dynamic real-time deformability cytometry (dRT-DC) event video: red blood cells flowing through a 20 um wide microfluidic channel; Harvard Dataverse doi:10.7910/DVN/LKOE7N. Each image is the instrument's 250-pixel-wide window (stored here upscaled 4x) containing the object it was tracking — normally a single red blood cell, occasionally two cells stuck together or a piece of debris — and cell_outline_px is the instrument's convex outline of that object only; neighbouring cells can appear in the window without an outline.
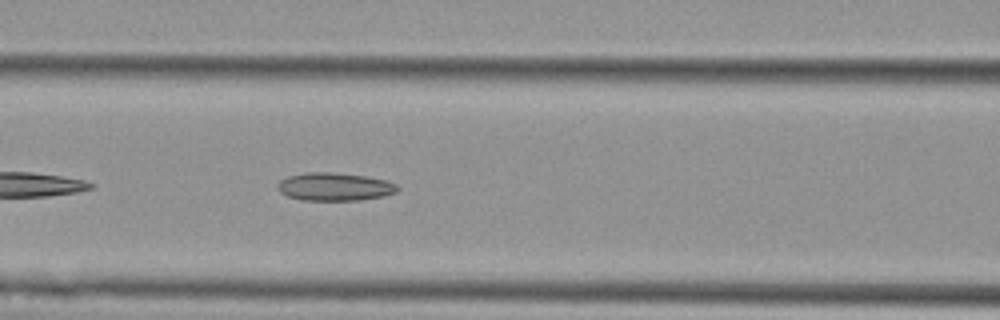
{"species": "Egyptian fruit bat (a non-hibernating species)", "species_latin": "Rousettus aegyptiacus", "temperature_condition": "cold", "stored_images_in_passage": 36, "camera_frame_rate_fps": 3000, "um_per_image_px": 0.085, "animal": {"sex": "female"}, "frame": {"image": 1, "passage_image": 8, "time_ms": 2.333, "image_size_px": [1000, 320], "cell_outline_px": [[400, 188], [396, 192], [384, 196], [360, 200], [300, 200], [288, 196], [280, 192], [276, 188], [276, 184], [280, 180], [288, 176], [304, 172], [332, 172], [368, 176], [388, 180], [396, 184]], "centroid_in_image_um": [28.44, 15.86], "position_along_channel_um": 138.2, "area_um2": 19.88}}
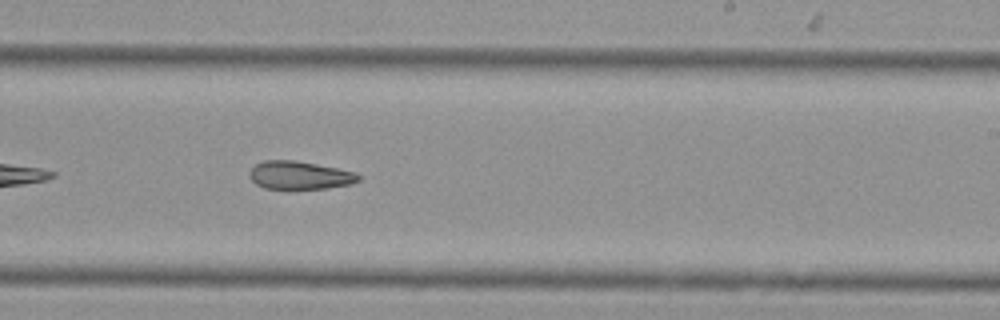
{"frame": {"image": 2, "passage_image": 18, "time_ms": 5.667, "image_size_px": [1000, 320], "cell_outline_px": [[360, 180], [352, 184], [328, 188], [264, 188], [256, 184], [248, 176], [248, 172], [256, 164], [264, 160], [292, 160], [316, 164], [356, 172], [360, 176]], "centroid_in_image_um": [25.47, 14.89], "position_along_channel_um": 263.5, "area_um2": 17.74}}
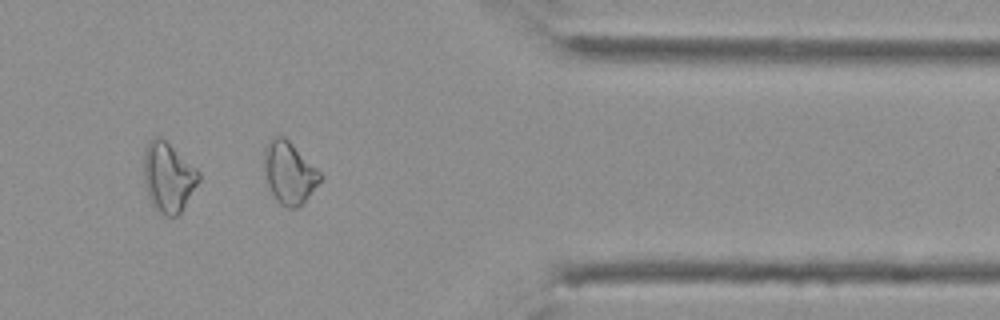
{"frame": {"image": 3, "passage_image": 29, "time_ms": 9.333, "image_size_px": [1000, 320], "cell_outline_px": [[324, 176], [308, 196], [296, 208], [288, 208], [280, 204], [272, 196], [264, 172], [264, 148], [268, 140], [272, 136], [284, 136]], "centroid_in_image_um": [24.54, 14.67], "position_along_channel_um": 386.9, "area_um2": 20.11}, "authors_computed_cell_mechanics": {"area_um2": 19.1896, "velocity_mm_per_s": 3.7831, "shape_relaxation_time_tau1_ms": null, "shape_relaxation_time_tau2_ms": 6.2447, "deformation_change_tau1": null, "deformation_change_tau2": 0.1468}}